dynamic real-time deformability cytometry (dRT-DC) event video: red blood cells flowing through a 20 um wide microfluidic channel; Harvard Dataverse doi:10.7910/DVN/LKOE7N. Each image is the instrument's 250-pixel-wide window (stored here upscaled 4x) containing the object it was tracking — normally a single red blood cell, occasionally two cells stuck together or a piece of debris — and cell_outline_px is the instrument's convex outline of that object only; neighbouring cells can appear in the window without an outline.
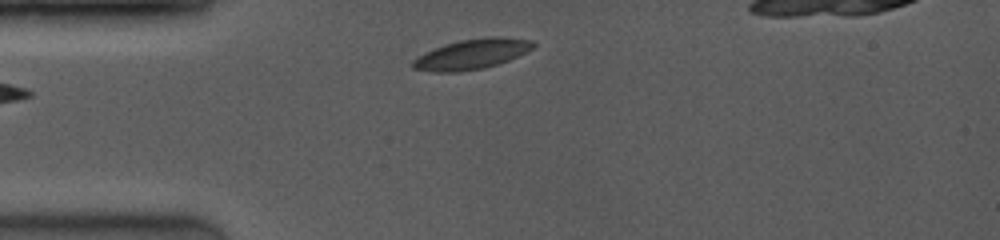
{"species": "common noctule bat (a hibernating species)", "species_latin": "Nyctalus noctula", "temperature_condition": "room temperature", "stored_images_in_passage": 8, "camera_frame_rate_fps": 4000, "um_per_image_px": 0.085, "animal": {"sex": "female", "body_mass_g": 19.0, "forearm_length_mm": 53.3}, "frame": {"image": 1, "passage_image": 1, "time_ms": 0.0, "image_size_px": [1000, 240], "cell_outline_px": [[536, 44], [532, 48], [508, 60], [484, 68], [460, 72], [436, 72], [412, 68], [408, 64], [412, 60], [424, 52], [444, 44], [460, 40], [492, 36], [508, 36], [532, 40]], "centroid_in_image_um": [40.06, 4.59], "position_along_channel_um": 44.9, "area_um2": 21.27}}
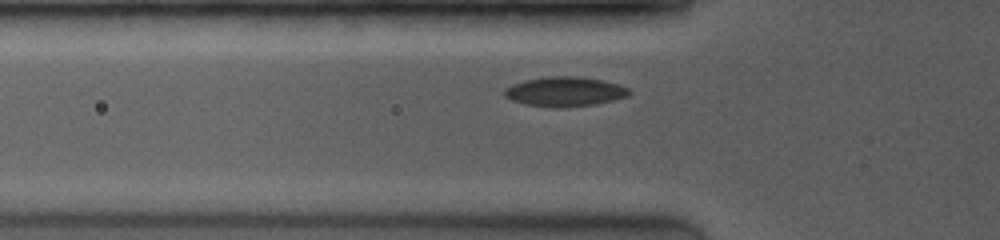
{"frame": {"image": 2, "passage_image": 6, "time_ms": 1.25, "image_size_px": [1000, 240], "cell_outline_px": [[632, 92], [628, 96], [596, 104], [564, 108], [552, 108], [524, 104], [512, 100], [504, 96], [504, 92], [508, 88], [524, 80], [548, 76], [576, 76], [600, 80], [616, 84], [628, 88]], "centroid_in_image_um": [48.02, 7.8], "position_along_channel_um": 77.8, "area_um2": 21.39}}